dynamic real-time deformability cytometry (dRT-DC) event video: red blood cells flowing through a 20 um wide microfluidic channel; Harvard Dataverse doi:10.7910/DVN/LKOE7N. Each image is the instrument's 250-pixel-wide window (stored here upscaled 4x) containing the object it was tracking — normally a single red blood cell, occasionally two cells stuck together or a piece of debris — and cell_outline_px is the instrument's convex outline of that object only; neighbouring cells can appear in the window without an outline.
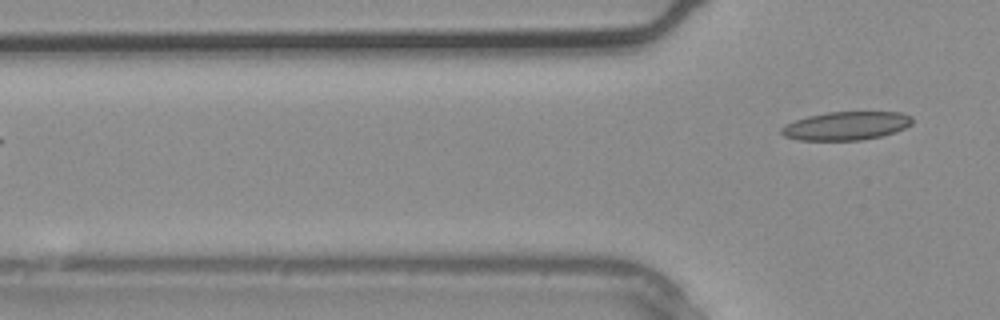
{"species": "common noctule bat (a hibernating species)", "species_latin": "Nyctalus noctula", "temperature_condition": "warm", "stored_images_in_passage": 3, "camera_frame_rate_fps": 3000, "um_per_image_px": 0.085, "animal": {"sex": "male", "body_mass_g": 20.4}, "frame": {"image": 1, "passage_image": 3, "time_ms": 0.667, "image_size_px": [1000, 320], "cell_outline_px": [[912, 124], [896, 132], [880, 136], [860, 140], [796, 140], [784, 136], [780, 132], [780, 128], [784, 124], [808, 116], [828, 112], [900, 112], [912, 116]], "centroid_in_image_um": [71.9, 10.69], "position_along_channel_um": 53.9, "area_um2": 21.73}}